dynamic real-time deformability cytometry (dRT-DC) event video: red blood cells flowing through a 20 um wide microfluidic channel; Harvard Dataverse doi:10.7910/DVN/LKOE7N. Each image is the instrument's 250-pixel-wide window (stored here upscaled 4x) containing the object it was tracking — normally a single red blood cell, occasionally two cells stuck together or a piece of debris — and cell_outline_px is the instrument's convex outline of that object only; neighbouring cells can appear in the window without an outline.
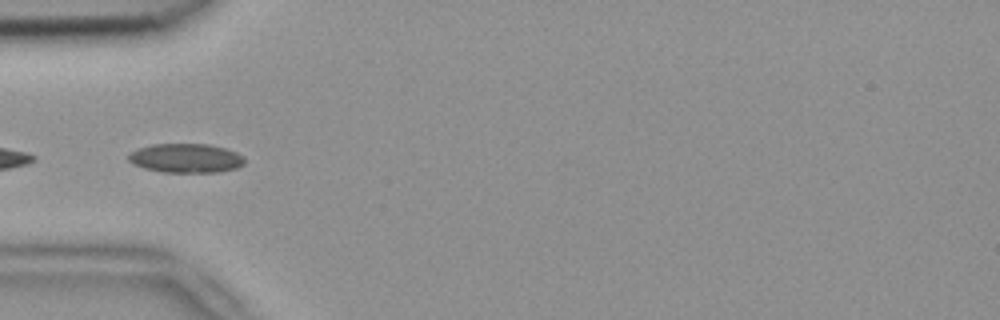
{"species": "common noctule bat (a hibernating species)", "species_latin": "Nyctalus noctula", "temperature_condition": "room temperature", "stored_images_in_passage": 2, "camera_frame_rate_fps": 3000, "um_per_image_px": 0.085, "animal": {"sex": "female", "body_mass_g": 18.4}, "frame": {"image": 1, "passage_image": 2, "time_ms": 0.333, "image_size_px": [1000, 320], "cell_outline_px": [[244, 164], [236, 168], [220, 172], [164, 172], [144, 168], [132, 164], [128, 160], [128, 152], [152, 144], [208, 144], [224, 148], [236, 152], [244, 156]], "centroid_in_image_um": [15.79, 13.44], "position_along_channel_um": 69.2, "area_um2": 19.77}}